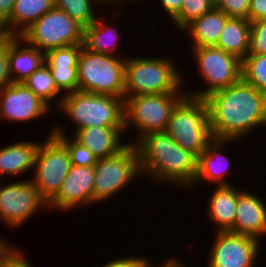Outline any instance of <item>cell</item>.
<instances>
[{
	"mask_svg": "<svg viewBox=\"0 0 266 267\" xmlns=\"http://www.w3.org/2000/svg\"><path fill=\"white\" fill-rule=\"evenodd\" d=\"M204 99L215 139L243 140L253 129L266 127V93L242 78Z\"/></svg>",
	"mask_w": 266,
	"mask_h": 267,
	"instance_id": "6da1fadb",
	"label": "cell"
},
{
	"mask_svg": "<svg viewBox=\"0 0 266 267\" xmlns=\"http://www.w3.org/2000/svg\"><path fill=\"white\" fill-rule=\"evenodd\" d=\"M134 145L139 154L142 177L154 178L159 183L176 184L181 189H190L193 185L198 158L184 150L168 133L146 134Z\"/></svg>",
	"mask_w": 266,
	"mask_h": 267,
	"instance_id": "7a4b0ae2",
	"label": "cell"
},
{
	"mask_svg": "<svg viewBox=\"0 0 266 267\" xmlns=\"http://www.w3.org/2000/svg\"><path fill=\"white\" fill-rule=\"evenodd\" d=\"M170 57H126L124 99L129 96L186 93L183 77ZM184 88V89H183Z\"/></svg>",
	"mask_w": 266,
	"mask_h": 267,
	"instance_id": "3957f363",
	"label": "cell"
},
{
	"mask_svg": "<svg viewBox=\"0 0 266 267\" xmlns=\"http://www.w3.org/2000/svg\"><path fill=\"white\" fill-rule=\"evenodd\" d=\"M165 132L198 158L215 140L205 99L186 94L174 107Z\"/></svg>",
	"mask_w": 266,
	"mask_h": 267,
	"instance_id": "277c9868",
	"label": "cell"
},
{
	"mask_svg": "<svg viewBox=\"0 0 266 267\" xmlns=\"http://www.w3.org/2000/svg\"><path fill=\"white\" fill-rule=\"evenodd\" d=\"M62 96L57 108L71 119L74 131L87 127L124 126V99L75 91Z\"/></svg>",
	"mask_w": 266,
	"mask_h": 267,
	"instance_id": "5b68a950",
	"label": "cell"
},
{
	"mask_svg": "<svg viewBox=\"0 0 266 267\" xmlns=\"http://www.w3.org/2000/svg\"><path fill=\"white\" fill-rule=\"evenodd\" d=\"M126 57L96 54L83 47L77 67L78 91L124 99Z\"/></svg>",
	"mask_w": 266,
	"mask_h": 267,
	"instance_id": "8992f818",
	"label": "cell"
},
{
	"mask_svg": "<svg viewBox=\"0 0 266 267\" xmlns=\"http://www.w3.org/2000/svg\"><path fill=\"white\" fill-rule=\"evenodd\" d=\"M186 93L129 96L124 99V129H135V144L142 136L164 132L176 104Z\"/></svg>",
	"mask_w": 266,
	"mask_h": 267,
	"instance_id": "52a82bcc",
	"label": "cell"
},
{
	"mask_svg": "<svg viewBox=\"0 0 266 267\" xmlns=\"http://www.w3.org/2000/svg\"><path fill=\"white\" fill-rule=\"evenodd\" d=\"M93 186V204L110 200L136 178L141 177L139 154L128 144L118 154L97 159Z\"/></svg>",
	"mask_w": 266,
	"mask_h": 267,
	"instance_id": "ba28073f",
	"label": "cell"
},
{
	"mask_svg": "<svg viewBox=\"0 0 266 267\" xmlns=\"http://www.w3.org/2000/svg\"><path fill=\"white\" fill-rule=\"evenodd\" d=\"M84 27L66 12L53 7L45 13L20 37L29 45L46 53L51 49L83 44Z\"/></svg>",
	"mask_w": 266,
	"mask_h": 267,
	"instance_id": "9c48e42d",
	"label": "cell"
},
{
	"mask_svg": "<svg viewBox=\"0 0 266 267\" xmlns=\"http://www.w3.org/2000/svg\"><path fill=\"white\" fill-rule=\"evenodd\" d=\"M202 80L206 83L204 90H186V94L205 98L209 94L230 86L241 79L242 60L215 46L192 48ZM195 54V55H194Z\"/></svg>",
	"mask_w": 266,
	"mask_h": 267,
	"instance_id": "30bf717a",
	"label": "cell"
},
{
	"mask_svg": "<svg viewBox=\"0 0 266 267\" xmlns=\"http://www.w3.org/2000/svg\"><path fill=\"white\" fill-rule=\"evenodd\" d=\"M36 152L34 176L30 179L40 196L48 203L60 190L71 167L69 152L53 135V130Z\"/></svg>",
	"mask_w": 266,
	"mask_h": 267,
	"instance_id": "8fae6325",
	"label": "cell"
},
{
	"mask_svg": "<svg viewBox=\"0 0 266 267\" xmlns=\"http://www.w3.org/2000/svg\"><path fill=\"white\" fill-rule=\"evenodd\" d=\"M0 183V219L10 228L21 227L37 210L48 209L32 181L21 180L4 185ZM45 208V209H44Z\"/></svg>",
	"mask_w": 266,
	"mask_h": 267,
	"instance_id": "7c38bea8",
	"label": "cell"
},
{
	"mask_svg": "<svg viewBox=\"0 0 266 267\" xmlns=\"http://www.w3.org/2000/svg\"><path fill=\"white\" fill-rule=\"evenodd\" d=\"M208 267H255L260 243L254 237L230 231H215Z\"/></svg>",
	"mask_w": 266,
	"mask_h": 267,
	"instance_id": "4fadbf2b",
	"label": "cell"
},
{
	"mask_svg": "<svg viewBox=\"0 0 266 267\" xmlns=\"http://www.w3.org/2000/svg\"><path fill=\"white\" fill-rule=\"evenodd\" d=\"M51 107L23 83H11L0 90V118L15 123L36 120Z\"/></svg>",
	"mask_w": 266,
	"mask_h": 267,
	"instance_id": "5bb4252c",
	"label": "cell"
},
{
	"mask_svg": "<svg viewBox=\"0 0 266 267\" xmlns=\"http://www.w3.org/2000/svg\"><path fill=\"white\" fill-rule=\"evenodd\" d=\"M94 166L71 165L59 192L47 203L50 209L69 212L93 204Z\"/></svg>",
	"mask_w": 266,
	"mask_h": 267,
	"instance_id": "9a60e30c",
	"label": "cell"
},
{
	"mask_svg": "<svg viewBox=\"0 0 266 267\" xmlns=\"http://www.w3.org/2000/svg\"><path fill=\"white\" fill-rule=\"evenodd\" d=\"M83 44L51 49L44 54V64L51 71L56 86L63 94L78 91L77 67Z\"/></svg>",
	"mask_w": 266,
	"mask_h": 267,
	"instance_id": "2e32d148",
	"label": "cell"
},
{
	"mask_svg": "<svg viewBox=\"0 0 266 267\" xmlns=\"http://www.w3.org/2000/svg\"><path fill=\"white\" fill-rule=\"evenodd\" d=\"M257 196L249 190H239L234 233L262 240L266 237V202Z\"/></svg>",
	"mask_w": 266,
	"mask_h": 267,
	"instance_id": "e0dca14e",
	"label": "cell"
},
{
	"mask_svg": "<svg viewBox=\"0 0 266 267\" xmlns=\"http://www.w3.org/2000/svg\"><path fill=\"white\" fill-rule=\"evenodd\" d=\"M124 126L87 127L74 131V139L85 146L97 159L118 154L130 142H123ZM123 143V144H122Z\"/></svg>",
	"mask_w": 266,
	"mask_h": 267,
	"instance_id": "ac0fdd59",
	"label": "cell"
},
{
	"mask_svg": "<svg viewBox=\"0 0 266 267\" xmlns=\"http://www.w3.org/2000/svg\"><path fill=\"white\" fill-rule=\"evenodd\" d=\"M237 140H223V139H215L206 149L202 151L198 157L197 161V174L194 180L193 185L194 188L197 184L206 183L213 185L212 183H216L217 186L221 185H231V182H228V179L225 175H227L226 167L229 162L226 155V151L220 150L224 148L229 143H234ZM224 146V147H223ZM222 151V152H221ZM221 152V153H220ZM223 157V158H222ZM227 159V160H226ZM219 160V162H218ZM223 160V161H222ZM224 161L227 162L224 163ZM223 162V163H222ZM221 163V164H218ZM225 169V170H224ZM205 180V181H204Z\"/></svg>",
	"mask_w": 266,
	"mask_h": 267,
	"instance_id": "d6986e66",
	"label": "cell"
},
{
	"mask_svg": "<svg viewBox=\"0 0 266 267\" xmlns=\"http://www.w3.org/2000/svg\"><path fill=\"white\" fill-rule=\"evenodd\" d=\"M213 190L207 206V217L217 228L216 231L234 233L239 187L231 183V185L216 186Z\"/></svg>",
	"mask_w": 266,
	"mask_h": 267,
	"instance_id": "ffe728a7",
	"label": "cell"
},
{
	"mask_svg": "<svg viewBox=\"0 0 266 267\" xmlns=\"http://www.w3.org/2000/svg\"><path fill=\"white\" fill-rule=\"evenodd\" d=\"M44 52L20 36H11L9 67L13 83H22L44 64Z\"/></svg>",
	"mask_w": 266,
	"mask_h": 267,
	"instance_id": "44dd1931",
	"label": "cell"
},
{
	"mask_svg": "<svg viewBox=\"0 0 266 267\" xmlns=\"http://www.w3.org/2000/svg\"><path fill=\"white\" fill-rule=\"evenodd\" d=\"M39 143L18 141L0 149V177L26 174L34 168ZM4 175V176H3Z\"/></svg>",
	"mask_w": 266,
	"mask_h": 267,
	"instance_id": "7402d4cb",
	"label": "cell"
},
{
	"mask_svg": "<svg viewBox=\"0 0 266 267\" xmlns=\"http://www.w3.org/2000/svg\"><path fill=\"white\" fill-rule=\"evenodd\" d=\"M229 17L219 9L213 8L201 17L194 19L182 32L191 37L192 48L215 46Z\"/></svg>",
	"mask_w": 266,
	"mask_h": 267,
	"instance_id": "603a6c76",
	"label": "cell"
},
{
	"mask_svg": "<svg viewBox=\"0 0 266 267\" xmlns=\"http://www.w3.org/2000/svg\"><path fill=\"white\" fill-rule=\"evenodd\" d=\"M54 7V0H15L11 16L4 22L11 36H20Z\"/></svg>",
	"mask_w": 266,
	"mask_h": 267,
	"instance_id": "cb8c5ba5",
	"label": "cell"
},
{
	"mask_svg": "<svg viewBox=\"0 0 266 267\" xmlns=\"http://www.w3.org/2000/svg\"><path fill=\"white\" fill-rule=\"evenodd\" d=\"M109 25L103 21L102 16V18H97L91 25L84 27V48L96 54L120 57L116 49L119 46L118 42H120L118 40L121 38L117 32L118 28Z\"/></svg>",
	"mask_w": 266,
	"mask_h": 267,
	"instance_id": "d4e9b609",
	"label": "cell"
},
{
	"mask_svg": "<svg viewBox=\"0 0 266 267\" xmlns=\"http://www.w3.org/2000/svg\"><path fill=\"white\" fill-rule=\"evenodd\" d=\"M250 21L243 18H229L215 47L243 60L249 51Z\"/></svg>",
	"mask_w": 266,
	"mask_h": 267,
	"instance_id": "484cf974",
	"label": "cell"
},
{
	"mask_svg": "<svg viewBox=\"0 0 266 267\" xmlns=\"http://www.w3.org/2000/svg\"><path fill=\"white\" fill-rule=\"evenodd\" d=\"M22 83L31 91H33L38 97H40L44 102H46L50 107H53L51 106L53 102L51 100L54 99L55 101H57L54 106H60L62 97L59 98L58 95L61 92L56 86L51 71L45 64H43L39 69L33 72ZM56 96L58 99H56Z\"/></svg>",
	"mask_w": 266,
	"mask_h": 267,
	"instance_id": "4316f807",
	"label": "cell"
},
{
	"mask_svg": "<svg viewBox=\"0 0 266 267\" xmlns=\"http://www.w3.org/2000/svg\"><path fill=\"white\" fill-rule=\"evenodd\" d=\"M99 4L102 5L99 0H54V7L66 12L83 27L91 25L98 18L94 7Z\"/></svg>",
	"mask_w": 266,
	"mask_h": 267,
	"instance_id": "83f0119b",
	"label": "cell"
},
{
	"mask_svg": "<svg viewBox=\"0 0 266 267\" xmlns=\"http://www.w3.org/2000/svg\"><path fill=\"white\" fill-rule=\"evenodd\" d=\"M241 78L266 93V54L247 55L242 60Z\"/></svg>",
	"mask_w": 266,
	"mask_h": 267,
	"instance_id": "f1b7e54d",
	"label": "cell"
},
{
	"mask_svg": "<svg viewBox=\"0 0 266 267\" xmlns=\"http://www.w3.org/2000/svg\"><path fill=\"white\" fill-rule=\"evenodd\" d=\"M53 135L66 147L70 155L71 165L95 166L97 158L85 146L74 138L68 139V134L58 125L53 128ZM67 135V136H66Z\"/></svg>",
	"mask_w": 266,
	"mask_h": 267,
	"instance_id": "f546056e",
	"label": "cell"
},
{
	"mask_svg": "<svg viewBox=\"0 0 266 267\" xmlns=\"http://www.w3.org/2000/svg\"><path fill=\"white\" fill-rule=\"evenodd\" d=\"M214 8V0H183L179 14L171 21L181 32L194 19Z\"/></svg>",
	"mask_w": 266,
	"mask_h": 267,
	"instance_id": "4dcf8cb0",
	"label": "cell"
},
{
	"mask_svg": "<svg viewBox=\"0 0 266 267\" xmlns=\"http://www.w3.org/2000/svg\"><path fill=\"white\" fill-rule=\"evenodd\" d=\"M248 55L266 54V19L250 22Z\"/></svg>",
	"mask_w": 266,
	"mask_h": 267,
	"instance_id": "1f68e13d",
	"label": "cell"
},
{
	"mask_svg": "<svg viewBox=\"0 0 266 267\" xmlns=\"http://www.w3.org/2000/svg\"><path fill=\"white\" fill-rule=\"evenodd\" d=\"M214 8L221 10L229 18L248 20L250 0H214Z\"/></svg>",
	"mask_w": 266,
	"mask_h": 267,
	"instance_id": "d6a6232c",
	"label": "cell"
},
{
	"mask_svg": "<svg viewBox=\"0 0 266 267\" xmlns=\"http://www.w3.org/2000/svg\"><path fill=\"white\" fill-rule=\"evenodd\" d=\"M11 35L0 41V90L10 85L13 81L9 67V45Z\"/></svg>",
	"mask_w": 266,
	"mask_h": 267,
	"instance_id": "836d02e7",
	"label": "cell"
},
{
	"mask_svg": "<svg viewBox=\"0 0 266 267\" xmlns=\"http://www.w3.org/2000/svg\"><path fill=\"white\" fill-rule=\"evenodd\" d=\"M146 257H132L118 258L104 264L102 267H151L153 263Z\"/></svg>",
	"mask_w": 266,
	"mask_h": 267,
	"instance_id": "e575fe53",
	"label": "cell"
},
{
	"mask_svg": "<svg viewBox=\"0 0 266 267\" xmlns=\"http://www.w3.org/2000/svg\"><path fill=\"white\" fill-rule=\"evenodd\" d=\"M9 245L10 243H7V267H33L22 250H18L19 247L12 246V243Z\"/></svg>",
	"mask_w": 266,
	"mask_h": 267,
	"instance_id": "d590c367",
	"label": "cell"
},
{
	"mask_svg": "<svg viewBox=\"0 0 266 267\" xmlns=\"http://www.w3.org/2000/svg\"><path fill=\"white\" fill-rule=\"evenodd\" d=\"M266 19V0H250L248 20L254 22Z\"/></svg>",
	"mask_w": 266,
	"mask_h": 267,
	"instance_id": "8d00e7d4",
	"label": "cell"
},
{
	"mask_svg": "<svg viewBox=\"0 0 266 267\" xmlns=\"http://www.w3.org/2000/svg\"><path fill=\"white\" fill-rule=\"evenodd\" d=\"M183 0H160L164 11L173 20L180 12Z\"/></svg>",
	"mask_w": 266,
	"mask_h": 267,
	"instance_id": "74e56055",
	"label": "cell"
},
{
	"mask_svg": "<svg viewBox=\"0 0 266 267\" xmlns=\"http://www.w3.org/2000/svg\"><path fill=\"white\" fill-rule=\"evenodd\" d=\"M15 0H0V18L5 22L13 11Z\"/></svg>",
	"mask_w": 266,
	"mask_h": 267,
	"instance_id": "f35d334b",
	"label": "cell"
},
{
	"mask_svg": "<svg viewBox=\"0 0 266 267\" xmlns=\"http://www.w3.org/2000/svg\"><path fill=\"white\" fill-rule=\"evenodd\" d=\"M160 265L159 267H186L185 264H183V261L181 262L178 257H172ZM151 267H154V265H152Z\"/></svg>",
	"mask_w": 266,
	"mask_h": 267,
	"instance_id": "ab89813d",
	"label": "cell"
},
{
	"mask_svg": "<svg viewBox=\"0 0 266 267\" xmlns=\"http://www.w3.org/2000/svg\"><path fill=\"white\" fill-rule=\"evenodd\" d=\"M0 267H7V242L0 247Z\"/></svg>",
	"mask_w": 266,
	"mask_h": 267,
	"instance_id": "60d3db41",
	"label": "cell"
},
{
	"mask_svg": "<svg viewBox=\"0 0 266 267\" xmlns=\"http://www.w3.org/2000/svg\"><path fill=\"white\" fill-rule=\"evenodd\" d=\"M99 1L102 3V5L104 4V6H107L108 4L109 5L113 4L112 6H116L115 4H117V3L118 4L120 3L119 5H121V3H124V2L126 3V2L130 1L132 3V2L137 1V0H99ZM105 4H107V5H105Z\"/></svg>",
	"mask_w": 266,
	"mask_h": 267,
	"instance_id": "b9f144b4",
	"label": "cell"
},
{
	"mask_svg": "<svg viewBox=\"0 0 266 267\" xmlns=\"http://www.w3.org/2000/svg\"><path fill=\"white\" fill-rule=\"evenodd\" d=\"M10 36L6 30L4 21L0 18V41Z\"/></svg>",
	"mask_w": 266,
	"mask_h": 267,
	"instance_id": "7bdbcfd3",
	"label": "cell"
}]
</instances>
